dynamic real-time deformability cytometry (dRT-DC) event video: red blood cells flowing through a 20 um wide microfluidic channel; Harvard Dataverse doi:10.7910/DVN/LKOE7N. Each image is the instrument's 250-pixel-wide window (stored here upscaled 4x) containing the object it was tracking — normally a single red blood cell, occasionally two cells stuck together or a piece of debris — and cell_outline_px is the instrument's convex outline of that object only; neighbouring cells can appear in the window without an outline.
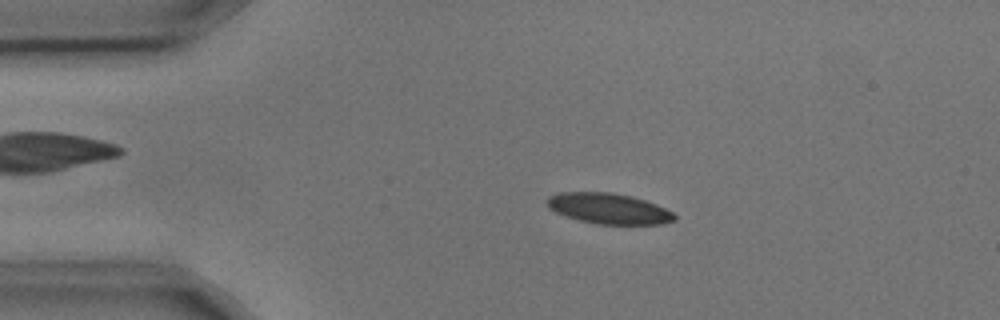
{"species": "common noctule bat (a hibernating species)", "species_latin": "Nyctalus noctula", "temperature_condition": "cold", "stored_images_in_passage": 4, "camera_frame_rate_fps": 3000, "um_per_image_px": 0.085, "animal": {"sex": "male", "body_mass_g": 17.9, "forearm_length_mm": 54.2}, "frame": {"image": 1, "passage_image": 3, "time_ms": 0.667, "image_size_px": [1000, 320], "cell_outline_px": [[676, 220], [664, 224], [596, 224], [580, 220], [556, 212], [548, 208], [544, 200], [548, 196], [560, 192], [612, 192], [632, 196], [656, 204], [672, 212], [676, 216]], "centroid_in_image_um": [51.72, 17.72], "position_along_channel_um": 33.3, "area_um2": 22.83}}